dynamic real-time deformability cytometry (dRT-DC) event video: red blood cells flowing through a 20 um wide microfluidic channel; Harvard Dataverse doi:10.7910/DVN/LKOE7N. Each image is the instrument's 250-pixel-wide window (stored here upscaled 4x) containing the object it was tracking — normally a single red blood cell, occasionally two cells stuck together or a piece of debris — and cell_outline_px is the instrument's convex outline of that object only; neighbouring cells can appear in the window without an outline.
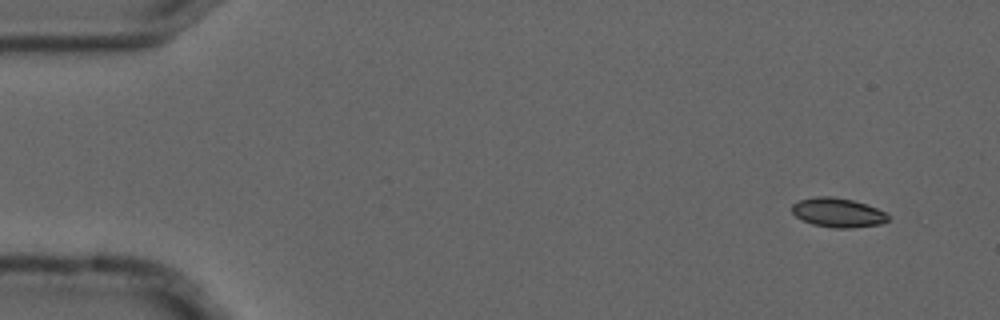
{"species": "common noctule bat (a hibernating species)", "species_latin": "Nyctalus noctula", "temperature_condition": "cold", "stored_images_in_passage": 5, "camera_frame_rate_fps": 3000, "um_per_image_px": 0.085, "animal": {"sex": "male", "forearm_length_mm": 52.5}, "frame": {"image": 1, "passage_image": 1, "time_ms": 0.0, "image_size_px": [1000, 320], "cell_outline_px": [[888, 220], [880, 224], [852, 228], [832, 228], [812, 224], [796, 216], [792, 212], [792, 204], [800, 200], [816, 196], [832, 196], [852, 200], [876, 208], [884, 212], [888, 216]], "centroid_in_image_um": [71.2, 18.07], "position_along_channel_um": 13.8, "area_um2": 16.24}}
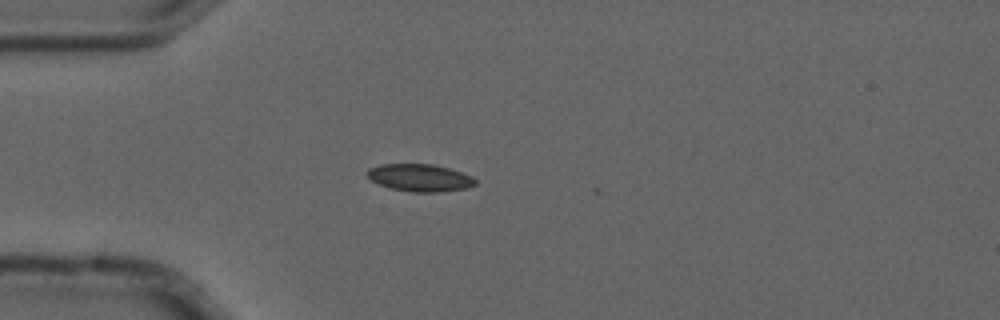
{"frame": {"image": 2, "passage_image": 4, "time_ms": 1.0, "image_size_px": [1000, 320], "cell_outline_px": [[476, 184], [464, 188], [440, 192], [412, 192], [388, 188], [372, 180], [368, 176], [368, 168], [380, 164], [432, 164], [448, 168], [472, 176], [476, 180]], "centroid_in_image_um": [35.67, 15.11], "position_along_channel_um": 49.3, "area_um2": 17.11}}